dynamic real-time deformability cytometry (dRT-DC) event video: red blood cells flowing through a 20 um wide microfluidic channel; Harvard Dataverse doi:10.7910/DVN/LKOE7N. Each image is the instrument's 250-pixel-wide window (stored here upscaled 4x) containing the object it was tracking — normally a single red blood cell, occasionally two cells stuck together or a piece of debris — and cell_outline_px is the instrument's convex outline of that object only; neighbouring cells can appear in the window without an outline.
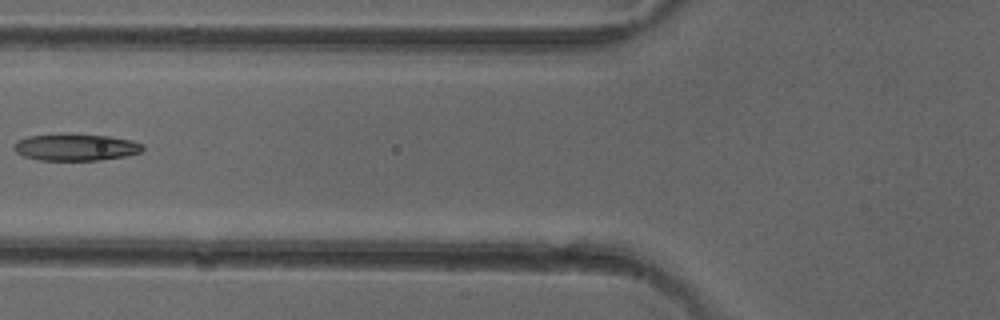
{"species": "common noctule bat (a hibernating species)", "species_latin": "Nyctalus noctula", "temperature_condition": "cold", "stored_images_in_passage": 5, "camera_frame_rate_fps": 3000, "um_per_image_px": 0.085, "animal": {"sex": "female"}, "frame": {"image": 1, "passage_image": 5, "time_ms": 4.667, "image_size_px": [1000, 320], "cell_outline_px": [[144, 148], [140, 152], [128, 156], [100, 160], [40, 160], [24, 156], [16, 152], [12, 148], [20, 140], [28, 136], [60, 132], [68, 132], [108, 136], [132, 140], [144, 144]], "centroid_in_image_um": [6.46, 12.49], "position_along_channel_um": 119.3, "area_um2": 20.63}}